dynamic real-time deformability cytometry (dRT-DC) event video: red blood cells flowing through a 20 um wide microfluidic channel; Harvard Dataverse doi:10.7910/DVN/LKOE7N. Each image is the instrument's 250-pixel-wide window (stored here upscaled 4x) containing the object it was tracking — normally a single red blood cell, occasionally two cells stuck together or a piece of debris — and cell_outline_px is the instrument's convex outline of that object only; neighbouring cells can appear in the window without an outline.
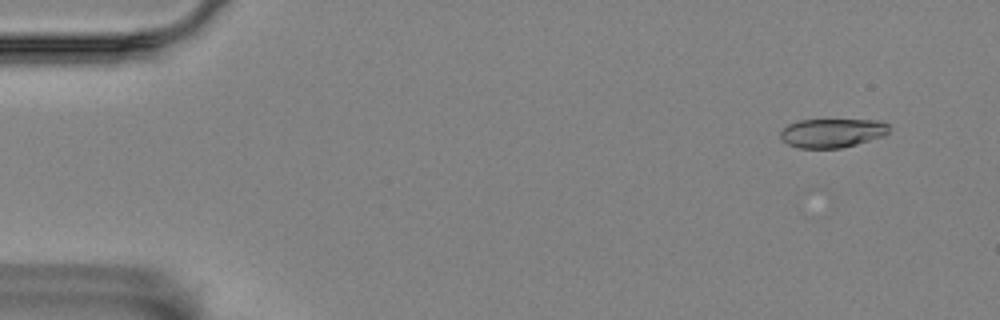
{"species": "Egyptian fruit bat (a non-hibernating species)", "species_latin": "Rousettus aegyptiacus", "temperature_condition": "room temperature", "stored_images_in_passage": 5, "camera_frame_rate_fps": 3000, "um_per_image_px": 0.085, "animal": {"sex": "female"}, "frame": {"image": 1, "passage_image": 2, "time_ms": 0.333, "image_size_px": [1000, 320], "cell_outline_px": [[888, 132], [884, 136], [856, 144], [840, 148], [796, 148], [780, 140], [780, 132], [788, 124], [800, 120], [880, 120], [888, 124]], "centroid_in_image_um": [70.71, 11.3], "position_along_channel_um": 14.3, "area_um2": 18.38}}